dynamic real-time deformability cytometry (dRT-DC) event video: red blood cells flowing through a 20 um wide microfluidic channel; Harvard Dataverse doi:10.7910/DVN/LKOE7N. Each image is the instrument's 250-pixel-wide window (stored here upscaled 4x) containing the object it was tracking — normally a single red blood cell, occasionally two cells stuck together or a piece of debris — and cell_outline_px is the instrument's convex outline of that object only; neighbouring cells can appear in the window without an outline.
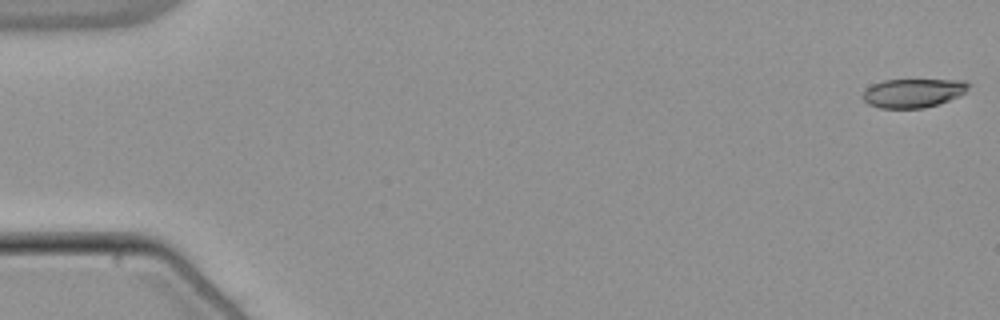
{"species": "common noctule bat (a hibernating species)", "species_latin": "Nyctalus noctula", "temperature_condition": "warm", "stored_images_in_passage": 54, "camera_frame_rate_fps": 3000, "um_per_image_px": 0.085, "animal": {"sex": "male", "body_mass_g": 21.5, "forearm_length_mm": 52.0}, "frame": {"image": 1, "passage_image": 1, "time_ms": 0.0, "image_size_px": [1000, 320], "cell_outline_px": [[972, 84], [960, 96], [924, 108], [880, 108], [868, 104], [860, 96], [872, 84], [884, 80], [964, 80]], "centroid_in_image_um": [77.61, 7.9], "position_along_channel_um": 7.4, "area_um2": 17.74}}
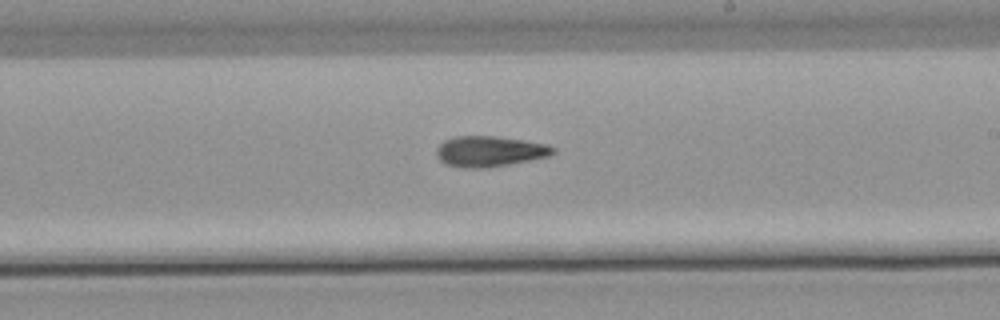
{"frame": {"image": 2, "passage_image": 32, "time_ms": 10.333, "image_size_px": [1000, 320], "cell_outline_px": [[556, 152], [548, 156], [488, 168], [464, 168], [444, 164], [436, 156], [436, 148], [444, 140], [456, 136], [496, 136], [524, 140], [548, 144], [556, 148]], "centroid_in_image_um": [41.6, 12.86], "position_along_channel_um": 247.4, "area_um2": 20.92}}
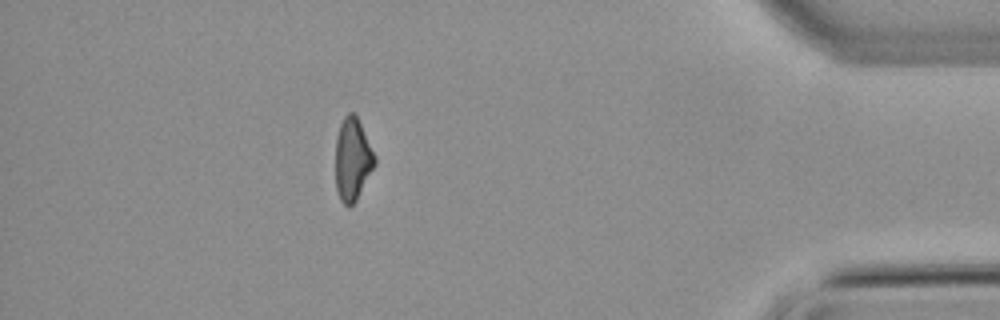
{"frame": {"image": 3, "passage_image": 48, "time_ms": 15.667, "image_size_px": [1000, 320], "cell_outline_px": [[376, 164], [356, 200], [348, 208], [340, 200], [336, 188], [336, 136], [340, 124], [344, 116], [348, 112], [352, 112], [356, 116], [376, 156]], "centroid_in_image_um": [29.96, 13.55], "position_along_channel_um": 405.2, "area_um2": 18.79}, "authors_computed_cell_mechanics": {"area_um2": 19.9699, "velocity_mm_per_s": 3.8388, "shape_relaxation_time_tau1_ms": null, "shape_relaxation_time_tau2_ms": 7.7481, "deformation_change_tau1": null, "deformation_change_tau2": 0.1948}}